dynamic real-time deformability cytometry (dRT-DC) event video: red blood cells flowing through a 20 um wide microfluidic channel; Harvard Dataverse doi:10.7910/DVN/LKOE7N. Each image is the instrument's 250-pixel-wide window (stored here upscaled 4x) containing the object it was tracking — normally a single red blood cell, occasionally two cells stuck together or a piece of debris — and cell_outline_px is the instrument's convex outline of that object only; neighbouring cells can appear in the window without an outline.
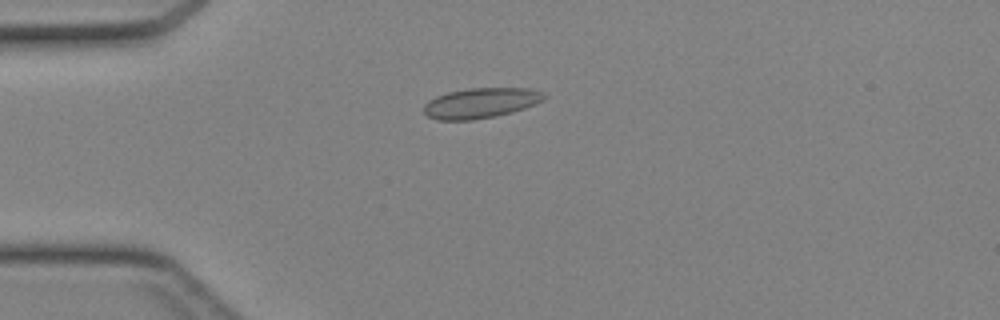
{"species": "Egyptian fruit bat (a non-hibernating species)", "species_latin": "Rousettus aegyptiacus", "temperature_condition": "cold", "stored_images_in_passage": 44, "camera_frame_rate_fps": 3000, "um_per_image_px": 0.085, "animal": {"sex": "female"}, "frame": {"image": 1, "passage_image": 12, "time_ms": 3.667, "image_size_px": [1000, 320], "cell_outline_px": [[544, 100], [536, 104], [512, 112], [496, 116], [472, 120], [436, 120], [428, 116], [424, 112], [424, 104], [428, 100], [436, 96], [448, 92], [468, 88], [528, 88], [544, 92]], "centroid_in_image_um": [40.85, 8.76], "position_along_channel_um": 44.1, "area_um2": 21.27}}
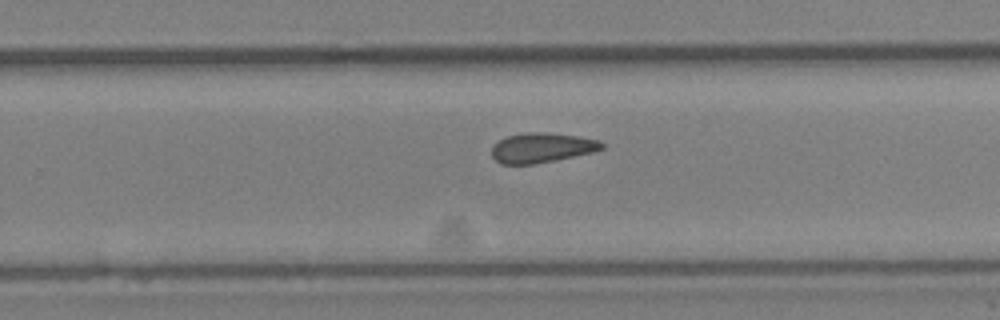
{"frame": {"image": 2, "passage_image": 29, "time_ms": 9.333, "image_size_px": [1000, 320], "cell_outline_px": [[604, 148], [592, 152], [532, 164], [500, 164], [492, 156], [492, 148], [500, 140], [508, 136], [524, 132], [548, 132], [576, 136], [600, 140], [604, 144]], "centroid_in_image_um": [46.05, 12.54], "position_along_channel_um": 283.8, "area_um2": 18.84}}
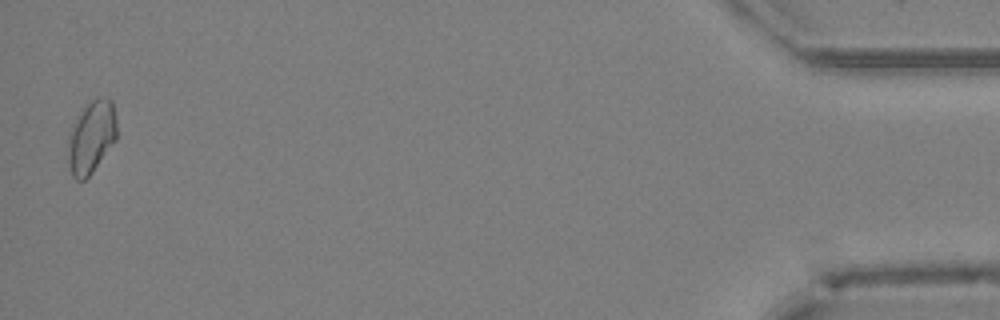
{"frame": {"image": 3, "passage_image": 44, "time_ms": 14.333, "image_size_px": [1000, 320], "cell_outline_px": [[116, 140], [92, 172], [84, 180], [76, 180], [72, 176], [68, 164], [68, 136], [72, 124], [80, 112], [96, 96], [108, 96], [112, 100], [116, 120]], "centroid_in_image_um": [7.76, 11.62], "position_along_channel_um": 427.4, "area_um2": 20.75}}